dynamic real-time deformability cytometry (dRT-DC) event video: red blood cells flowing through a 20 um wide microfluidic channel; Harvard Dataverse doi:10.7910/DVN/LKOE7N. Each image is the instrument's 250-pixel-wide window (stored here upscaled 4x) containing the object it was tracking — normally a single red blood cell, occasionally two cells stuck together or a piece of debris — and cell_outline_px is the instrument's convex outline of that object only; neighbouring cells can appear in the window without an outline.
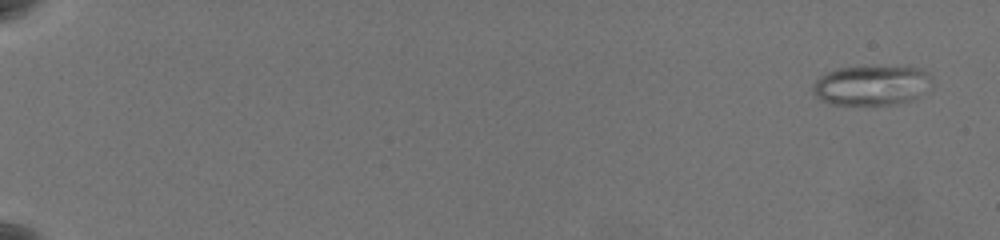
{"species": "common noctule bat (a hibernating species)", "species_latin": "Nyctalus noctula", "temperature_condition": "warm", "stored_images_in_passage": 64, "camera_frame_rate_fps": 3000, "um_per_image_px": 0.085, "animal": {"sex": "female", "body_mass_g": 19.5, "forearm_length_mm": 54.1}, "frame": {"image": 1, "passage_image": 4, "time_ms": 1.0, "image_size_px": [1000, 240], "cell_outline_px": [[932, 88], [912, 100], [892, 104], [828, 104], [816, 96], [812, 92], [812, 88], [816, 80], [824, 72], [840, 68], [872, 64], [924, 68], [932, 76]], "centroid_in_image_um": [74.14, 7.2], "position_along_channel_um": 10.9, "area_um2": 28.67}}
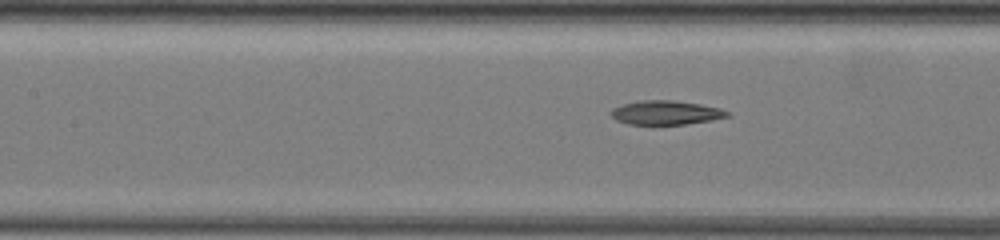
{"frame": {"image": 2, "passage_image": 34, "time_ms": 11.0, "image_size_px": [1000, 240], "cell_outline_px": [[732, 116], [712, 120], [684, 124], [652, 128], [628, 124], [616, 120], [612, 116], [612, 108], [624, 104], [640, 100], [672, 100], [700, 104], [720, 108], [732, 112]], "centroid_in_image_um": [56.61, 9.62], "position_along_channel_um": 150.8, "area_um2": 17.11}}
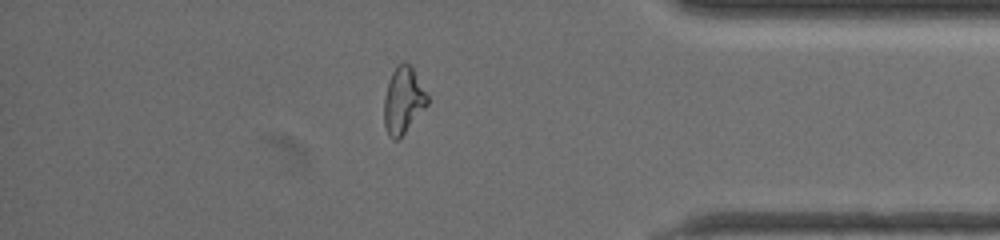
{"frame": {"image": 3, "passage_image": 57, "time_ms": 18.667, "image_size_px": [1000, 240], "cell_outline_px": [[428, 104], [404, 132], [396, 140], [392, 140], [388, 136], [384, 124], [384, 96], [388, 80], [392, 72], [404, 60], [412, 68], [428, 96]], "centroid_in_image_um": [34.24, 8.54], "position_along_channel_um": 401.0, "area_um2": 16.47}, "authors_computed_cell_mechanics": {"area_um2": 17.7735, "velocity_mm_per_s": 3.5101, "shape_relaxation_time_tau1_ms": null, "shape_relaxation_time_tau2_ms": 3.2571, "deformation_change_tau1": null, "deformation_change_tau2": 0.1148}}